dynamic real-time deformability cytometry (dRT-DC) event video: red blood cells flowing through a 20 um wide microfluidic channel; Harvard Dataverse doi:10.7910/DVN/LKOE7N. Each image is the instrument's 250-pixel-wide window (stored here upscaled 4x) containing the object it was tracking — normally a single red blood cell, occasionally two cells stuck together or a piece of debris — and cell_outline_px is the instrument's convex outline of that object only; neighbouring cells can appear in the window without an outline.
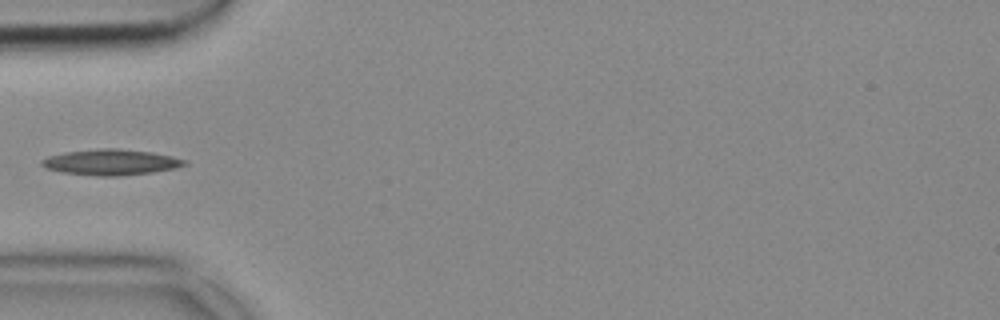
{"species": "common noctule bat (a hibernating species)", "species_latin": "Nyctalus noctula", "temperature_condition": "cold", "stored_images_in_passage": 37, "camera_frame_rate_fps": 3000, "um_per_image_px": 0.085, "animal": {"sex": "female", "body_mass_g": 18.4}, "frame": {"image": 1, "passage_image": 1, "time_ms": 0.0, "image_size_px": [1000, 320], "cell_outline_px": [[188, 164], [176, 168], [152, 172], [116, 176], [96, 176], [64, 172], [44, 168], [40, 164], [40, 160], [48, 156], [64, 152], [96, 148], [116, 148], [152, 152], [172, 156], [188, 160]], "centroid_in_image_um": [9.42, 13.78], "position_along_channel_um": 75.6, "area_um2": 21.62}}
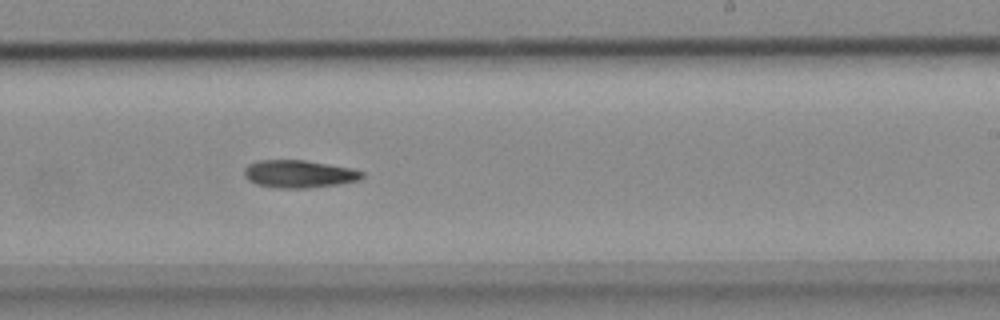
{"frame": {"image": 2, "passage_image": 16, "time_ms": 5.0, "image_size_px": [1000, 320], "cell_outline_px": [[364, 176], [360, 180], [336, 184], [308, 188], [276, 188], [256, 184], [248, 180], [244, 176], [244, 168], [248, 164], [260, 160], [304, 160], [352, 168], [364, 172]], "centroid_in_image_um": [25.4, 14.78], "position_along_channel_um": 263.6, "area_um2": 19.02}}
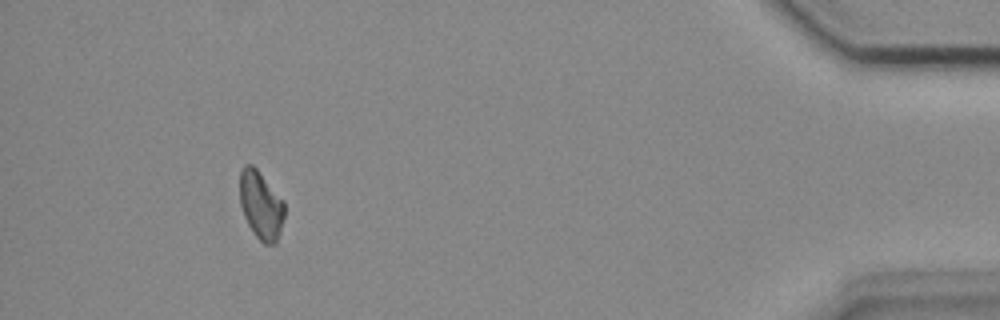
{"frame": {"image": 3, "passage_image": 33, "time_ms": 10.667, "image_size_px": [1000, 320], "cell_outline_px": [[284, 216], [276, 244], [264, 244], [252, 232], [244, 216], [240, 204], [240, 172], [244, 164], [252, 164], [256, 168], [284, 200]], "centroid_in_image_um": [22.17, 17.43], "position_along_channel_um": 413.0, "area_um2": 17.74}}